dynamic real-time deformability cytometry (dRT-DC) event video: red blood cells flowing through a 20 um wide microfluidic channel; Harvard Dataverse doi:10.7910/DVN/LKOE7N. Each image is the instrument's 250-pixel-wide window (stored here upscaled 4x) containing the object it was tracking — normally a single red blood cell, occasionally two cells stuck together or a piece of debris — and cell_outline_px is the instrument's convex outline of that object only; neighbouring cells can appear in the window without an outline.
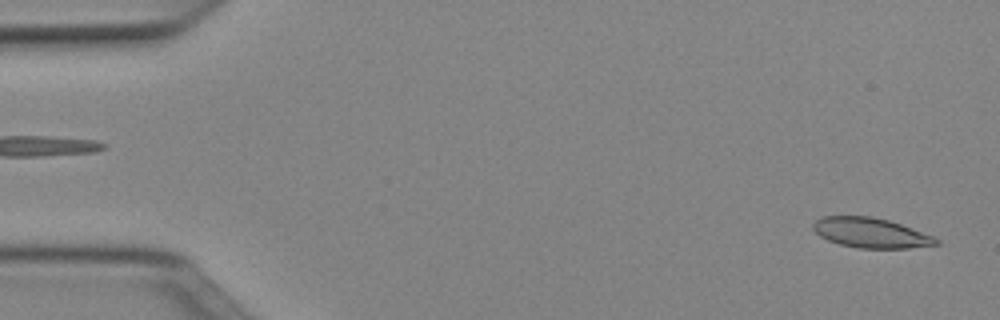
{"species": "Egyptian fruit bat (a non-hibernating species)", "species_latin": "Rousettus aegyptiacus", "temperature_condition": "cold", "stored_images_in_passage": 50, "camera_frame_rate_fps": 3000, "um_per_image_px": 0.085, "animal": {"sex": "female"}, "frame": {"image": 1, "passage_image": 1, "time_ms": 0.0, "image_size_px": [1000, 320], "cell_outline_px": [[940, 244], [908, 248], [856, 248], [840, 244], [828, 240], [820, 236], [812, 228], [812, 224], [816, 220], [824, 216], [872, 216], [888, 220], [900, 224], [932, 236], [940, 240]], "centroid_in_image_um": [74.0, 19.79], "position_along_channel_um": 11.0, "area_um2": 21.33}}
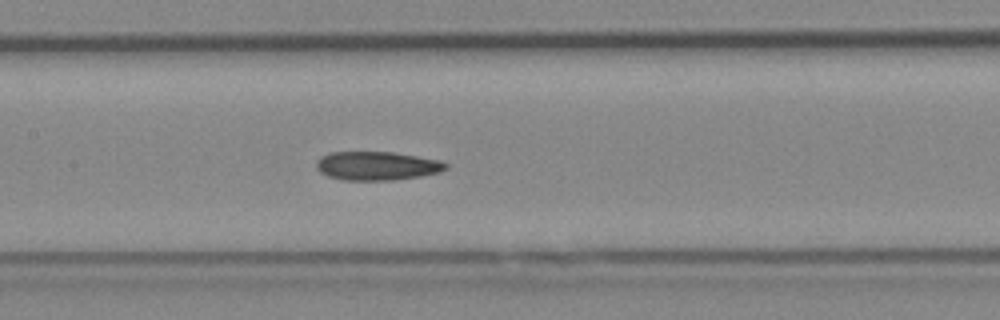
{"frame": {"image": 2, "passage_image": 23, "time_ms": 7.333, "image_size_px": [1000, 320], "cell_outline_px": [[448, 168], [440, 172], [420, 176], [396, 180], [344, 180], [328, 176], [320, 172], [316, 168], [316, 160], [320, 156], [328, 152], [392, 152], [440, 160], [448, 164]], "centroid_in_image_um": [32.02, 14.09], "position_along_channel_um": 175.4, "area_um2": 21.79}}
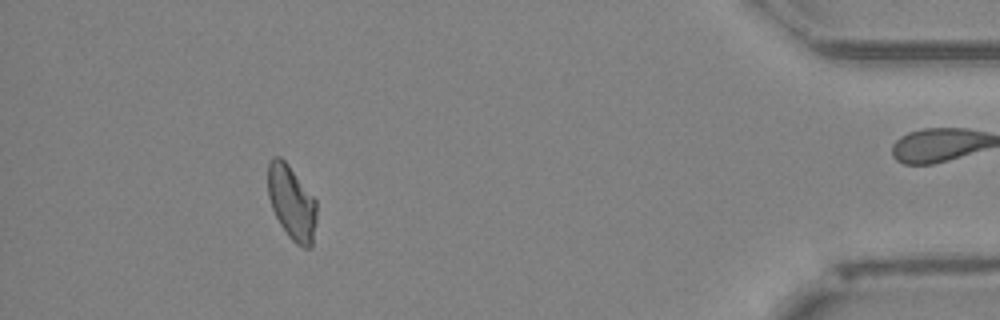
{"frame": {"image": 3, "passage_image": 45, "time_ms": 14.667, "image_size_px": [1000, 320], "cell_outline_px": [[316, 220], [312, 248], [304, 248], [296, 244], [288, 236], [280, 224], [272, 208], [268, 196], [268, 164], [272, 156], [280, 156], [288, 164], [316, 200]], "centroid_in_image_um": [24.79, 17.23], "position_along_channel_um": 410.4, "area_um2": 21.1}, "authors_computed_cell_mechanics": {"area_um2": 21.7039, "velocity_mm_per_s": 3.9794, "shape_relaxation_time_tau1_ms": null, "shape_relaxation_time_tau2_ms": 5.4735, "deformation_change_tau1": null, "deformation_change_tau2": 0.1076}}